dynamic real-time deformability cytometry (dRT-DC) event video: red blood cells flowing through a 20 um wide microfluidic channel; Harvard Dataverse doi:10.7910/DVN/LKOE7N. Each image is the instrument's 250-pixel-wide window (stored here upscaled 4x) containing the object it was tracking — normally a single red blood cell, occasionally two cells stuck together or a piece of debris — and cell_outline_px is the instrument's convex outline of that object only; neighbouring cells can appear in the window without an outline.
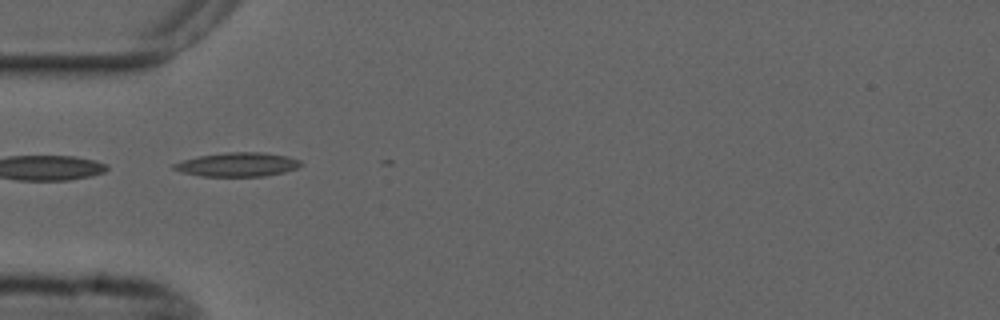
{"species": "common noctule bat (a hibernating species)", "species_latin": "Nyctalus noctula", "temperature_condition": "cold", "stored_images_in_passage": 3, "camera_frame_rate_fps": 3000, "um_per_image_px": 0.085, "animal": {"sex": "male", "forearm_length_mm": 52.5}, "frame": {"image": 1, "passage_image": 1, "time_ms": 0.0, "image_size_px": [1000, 320], "cell_outline_px": [[304, 164], [296, 168], [284, 172], [264, 176], [200, 176], [184, 172], [172, 168], [172, 164], [196, 156], [224, 152], [260, 152], [288, 156], [300, 160]], "centroid_in_image_um": [20.2, 13.97], "position_along_channel_um": 64.8, "area_um2": 17.74}}